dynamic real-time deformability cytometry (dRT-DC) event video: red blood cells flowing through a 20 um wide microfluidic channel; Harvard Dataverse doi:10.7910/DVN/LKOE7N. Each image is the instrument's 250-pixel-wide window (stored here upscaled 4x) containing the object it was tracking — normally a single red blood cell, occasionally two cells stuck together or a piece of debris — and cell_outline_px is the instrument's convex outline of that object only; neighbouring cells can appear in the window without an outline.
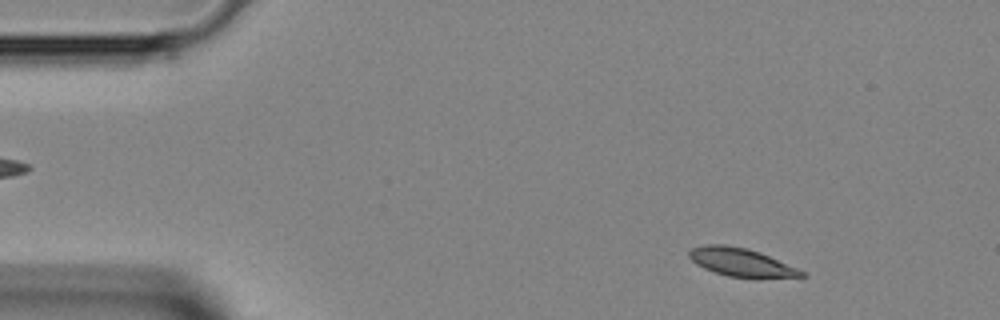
{"species": "Egyptian fruit bat (a non-hibernating species)", "species_latin": "Rousettus aegyptiacus", "temperature_condition": "room temperature", "stored_images_in_passage": 43, "camera_frame_rate_fps": 3000, "um_per_image_px": 0.085, "animal": {"sex": "female"}, "frame": {"image": 1, "passage_image": 4, "time_ms": 1.0, "image_size_px": [1000, 320], "cell_outline_px": [[808, 276], [728, 276], [704, 268], [696, 264], [688, 256], [688, 252], [692, 248], [704, 244], [724, 244], [748, 248], [760, 252], [796, 268], [804, 272]], "centroid_in_image_um": [62.9, 22.24], "position_along_channel_um": 22.1, "area_um2": 17.8}}
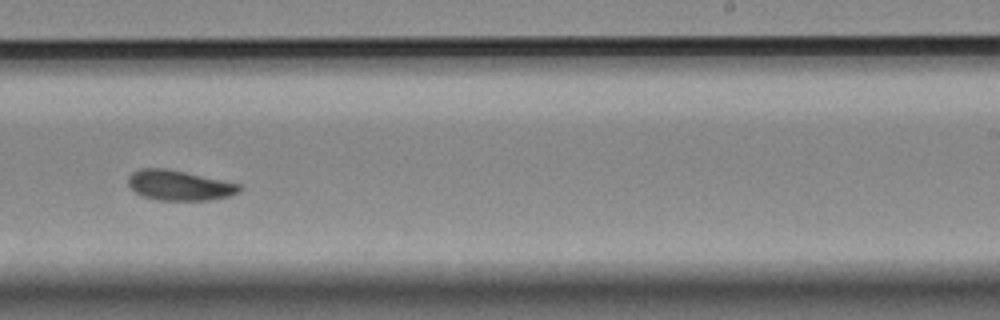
{"frame": {"image": 2, "passage_image": 26, "time_ms": 8.333, "image_size_px": [1000, 320], "cell_outline_px": [[244, 188], [240, 192], [228, 196], [208, 200], [156, 200], [144, 196], [136, 192], [128, 184], [128, 176], [132, 172], [140, 168], [164, 168], [184, 172], [240, 184]], "centroid_in_image_um": [15.24, 15.75], "position_along_channel_um": 273.8, "area_um2": 19.36}}
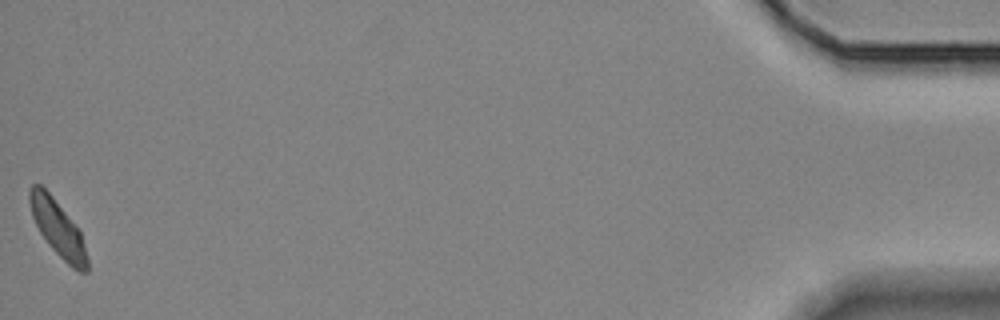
{"frame": {"image": 3, "passage_image": 43, "time_ms": 14.0, "image_size_px": [1000, 320], "cell_outline_px": [[88, 272], [80, 272], [72, 268], [48, 244], [40, 232], [32, 216], [28, 200], [28, 192], [32, 184], [40, 184], [52, 196], [80, 232], [88, 260]], "centroid_in_image_um": [4.89, 19.4], "position_along_channel_um": 430.3, "area_um2": 18.38}}